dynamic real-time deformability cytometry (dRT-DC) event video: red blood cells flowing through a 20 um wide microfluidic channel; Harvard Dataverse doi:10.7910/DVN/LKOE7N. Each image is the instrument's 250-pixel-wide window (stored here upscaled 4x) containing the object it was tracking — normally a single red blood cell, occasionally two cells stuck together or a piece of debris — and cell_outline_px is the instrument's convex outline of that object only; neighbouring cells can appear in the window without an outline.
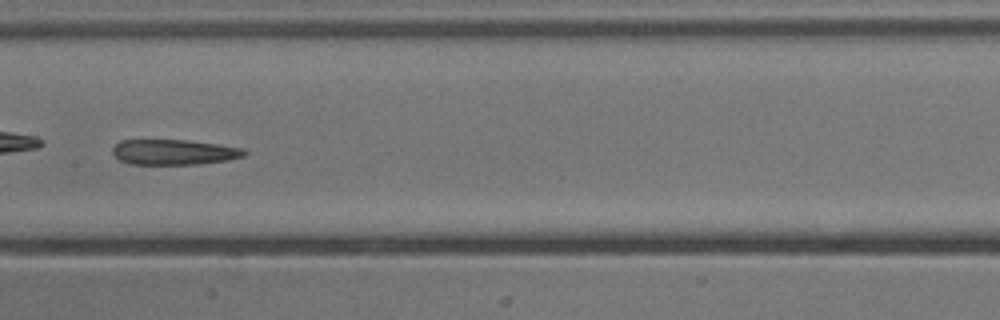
{"species": "common noctule bat (a hibernating species)", "species_latin": "Nyctalus noctula", "temperature_condition": "cold", "stored_images_in_passage": 44, "camera_frame_rate_fps": 3000, "um_per_image_px": 0.085, "animal": {"sex": "male", "body_mass_g": 13.3}, "frame": {"image": 1, "passage_image": 19, "time_ms": 6.0, "image_size_px": [1000, 320], "cell_outline_px": [[248, 152], [244, 156], [228, 160], [200, 164], [128, 164], [120, 160], [112, 152], [112, 148], [120, 140], [188, 140], [244, 148]], "centroid_in_image_um": [14.8, 12.93], "position_along_channel_um": 192.6, "area_um2": 19.48}}